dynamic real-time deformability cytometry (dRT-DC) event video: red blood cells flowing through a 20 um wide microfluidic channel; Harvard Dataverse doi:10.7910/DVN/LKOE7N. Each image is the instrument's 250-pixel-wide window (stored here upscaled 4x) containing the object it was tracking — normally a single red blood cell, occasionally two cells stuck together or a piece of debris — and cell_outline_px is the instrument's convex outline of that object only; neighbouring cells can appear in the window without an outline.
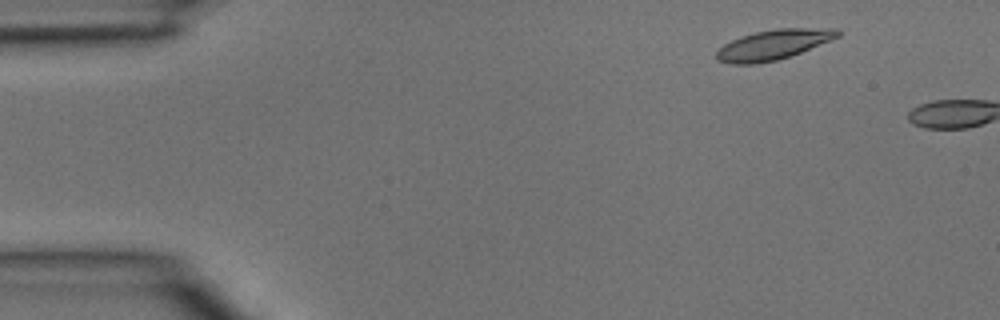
{"species": "common noctule bat (a hibernating species)", "species_latin": "Nyctalus noctula", "temperature_condition": "room temperature", "stored_images_in_passage": 2, "camera_frame_rate_fps": 3000, "um_per_image_px": 0.085, "animal": {"sex": "male", "body_mass_g": 15.6}, "frame": {"image": 1, "passage_image": 1, "time_ms": 0.0, "image_size_px": [1000, 320], "cell_outline_px": [[840, 36], [832, 40], [792, 56], [776, 60], [756, 64], [732, 64], [716, 60], [716, 52], [724, 44], [732, 40], [756, 32], [776, 28], [836, 28], [840, 32]], "centroid_in_image_um": [65.77, 3.8], "position_along_channel_um": 19.2, "area_um2": 21.21}}